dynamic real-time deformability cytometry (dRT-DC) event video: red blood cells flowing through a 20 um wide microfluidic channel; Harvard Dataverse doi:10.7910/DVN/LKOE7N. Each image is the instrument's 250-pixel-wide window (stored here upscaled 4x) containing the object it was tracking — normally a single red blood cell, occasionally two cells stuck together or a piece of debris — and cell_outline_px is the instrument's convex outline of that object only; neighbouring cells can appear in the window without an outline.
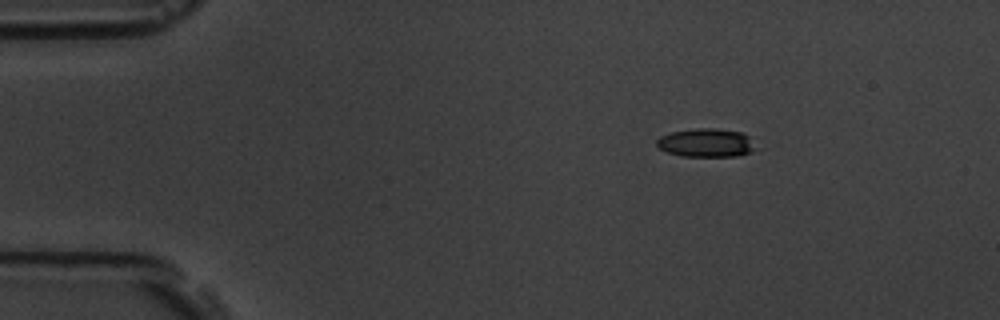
{"species": "common noctule bat (a hibernating species)", "species_latin": "Nyctalus noctula", "temperature_condition": "room temperature", "stored_images_in_passage": 5, "camera_frame_rate_fps": 3000, "um_per_image_px": 0.085, "animal": {"sex": "male", "body_mass_g": 19.5, "forearm_length_mm": 54.6}, "frame": {"image": 1, "passage_image": 2, "time_ms": 1.0, "image_size_px": [1000, 320], "cell_outline_px": [[756, 148], [752, 152], [736, 156], [680, 156], [668, 152], [660, 148], [656, 144], [656, 140], [660, 136], [672, 132], [696, 128], [716, 128], [744, 132], [748, 136]], "centroid_in_image_um": [60.03, 12.13], "position_along_channel_um": 25.0, "area_um2": 16.47}}
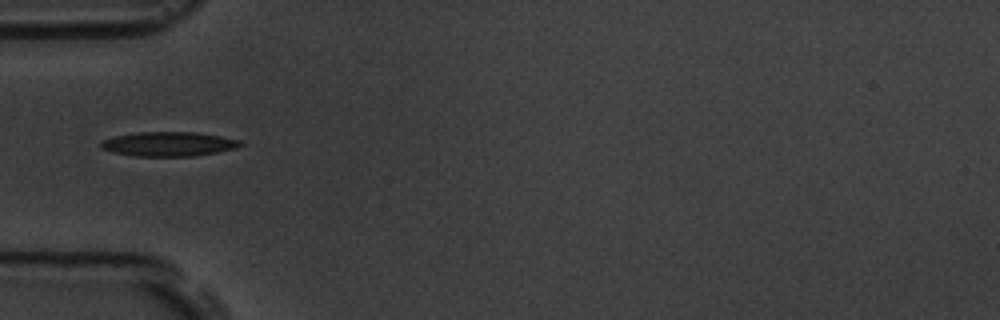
{"frame": {"image": 2, "passage_image": 5, "time_ms": 4.333, "image_size_px": [1000, 320], "cell_outline_px": [[244, 144], [236, 148], [196, 156], [132, 156], [112, 152], [100, 148], [100, 140], [116, 136], [136, 132], [196, 132], [220, 136], [240, 140]], "centroid_in_image_um": [14.3, 12.24], "position_along_channel_um": 70.7, "area_um2": 19.94}}